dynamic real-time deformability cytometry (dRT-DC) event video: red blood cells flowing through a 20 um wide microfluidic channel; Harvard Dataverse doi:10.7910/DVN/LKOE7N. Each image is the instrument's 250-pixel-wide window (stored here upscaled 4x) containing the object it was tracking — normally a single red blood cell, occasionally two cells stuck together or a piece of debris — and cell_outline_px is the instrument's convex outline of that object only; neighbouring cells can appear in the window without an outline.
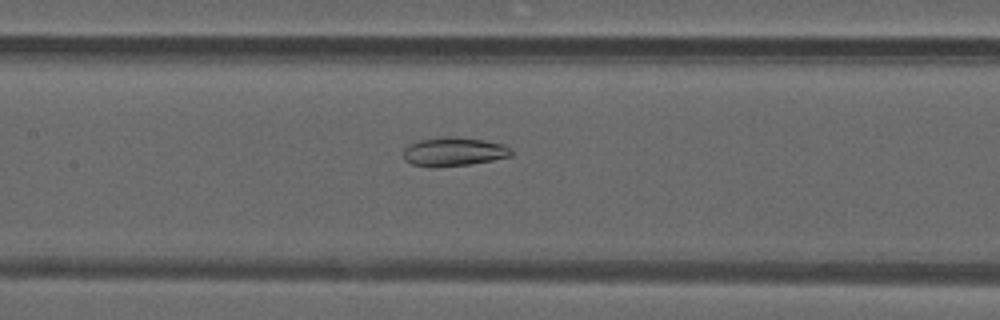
{"species": "common noctule bat (a hibernating species)", "species_latin": "Nyctalus noctula", "temperature_condition": "warm", "stored_images_in_passage": 49, "camera_frame_rate_fps": 3000, "um_per_image_px": 0.085, "animal": {"sex": "male", "forearm_length_mm": 52.5}, "frame": {"image": 1, "passage_image": 24, "time_ms": 7.667, "image_size_px": [1000, 320], "cell_outline_px": [[512, 156], [492, 160], [468, 164], [436, 168], [432, 168], [412, 164], [404, 160], [404, 148], [408, 144], [420, 140], [448, 136], [456, 136], [484, 140], [504, 144], [512, 148]], "centroid_in_image_um": [38.57, 12.89], "position_along_channel_um": 168.8, "area_um2": 18.32}}
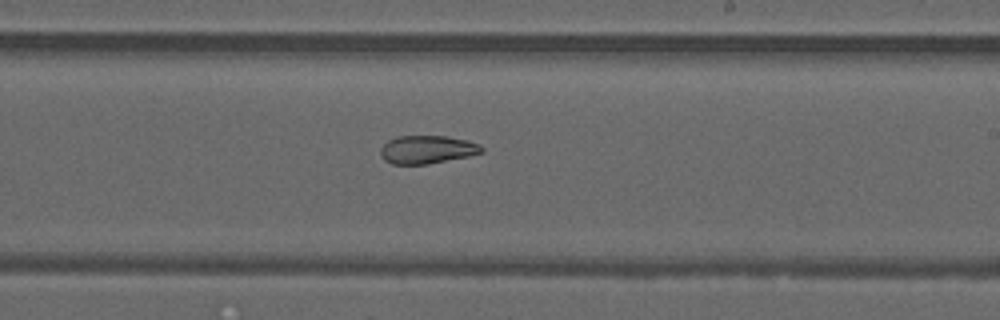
{"frame": {"image": 2, "passage_image": 30, "time_ms": 9.667, "image_size_px": [1000, 320], "cell_outline_px": [[484, 152], [468, 156], [428, 164], [392, 164], [384, 160], [380, 156], [380, 148], [388, 140], [396, 136], [448, 136], [468, 140], [480, 144], [484, 148]], "centroid_in_image_um": [36.31, 12.7], "position_along_channel_um": 252.7, "area_um2": 16.76}}
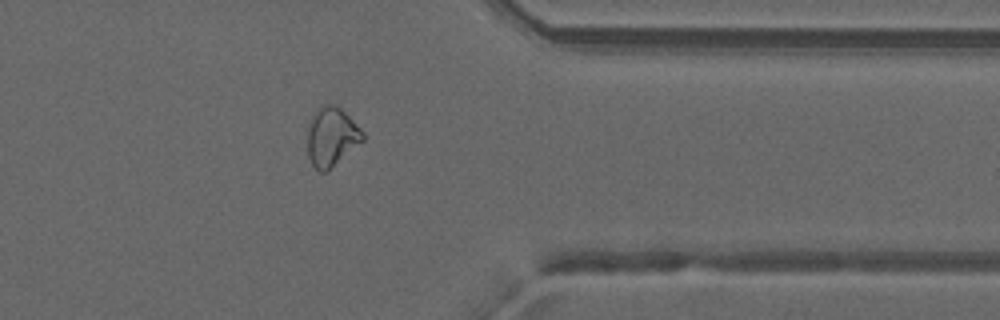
{"frame": {"image": 3, "passage_image": 40, "time_ms": 13.0, "image_size_px": [1000, 320], "cell_outline_px": [[364, 140], [324, 172], [320, 172], [312, 164], [308, 156], [308, 120], [324, 104], [336, 104], [364, 132]], "centroid_in_image_um": [28.17, 11.6], "position_along_channel_um": 383.2, "area_um2": 18.55}, "authors_computed_cell_mechanics": {"area_um2": 22.0218, "velocity_mm_per_s": 4.2106, "shape_relaxation_time_tau1_ms": null, "shape_relaxation_time_tau2_ms": 2.1674, "deformation_change_tau1": null, "deformation_change_tau2": 0.0929}}